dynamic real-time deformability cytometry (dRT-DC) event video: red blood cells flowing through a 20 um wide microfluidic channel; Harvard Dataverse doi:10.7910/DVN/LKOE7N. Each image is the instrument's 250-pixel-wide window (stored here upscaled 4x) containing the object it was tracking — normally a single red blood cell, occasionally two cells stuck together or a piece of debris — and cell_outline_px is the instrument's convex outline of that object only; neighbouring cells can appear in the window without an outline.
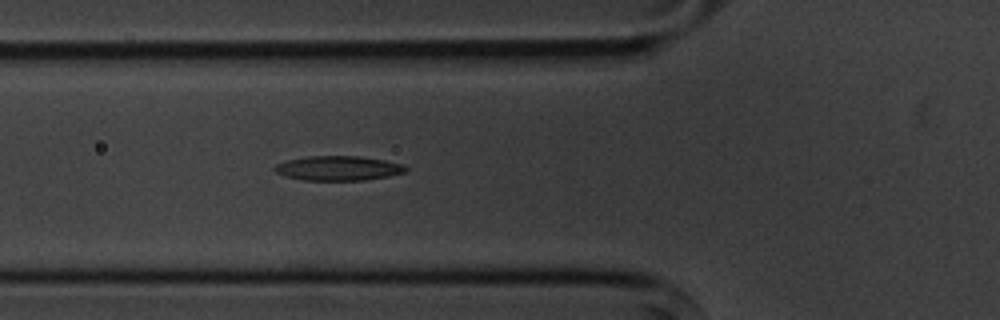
{"species": "common noctule bat (a hibernating species)", "species_latin": "Nyctalus noctula", "temperature_condition": "cold", "stored_images_in_passage": 7, "camera_frame_rate_fps": 3000, "um_per_image_px": 0.085, "animal": {"sex": "male", "body_mass_g": 20.1, "forearm_length_mm": 53.5}, "frame": {"image": 1, "passage_image": 7, "time_ms": 8.0, "image_size_px": [1000, 320], "cell_outline_px": [[408, 168], [404, 172], [388, 176], [364, 180], [304, 180], [284, 176], [276, 172], [272, 168], [276, 164], [288, 160], [308, 156], [356, 156], [384, 160], [400, 164]], "centroid_in_image_um": [28.7, 14.3], "position_along_channel_um": 97.1, "area_um2": 18.55}}